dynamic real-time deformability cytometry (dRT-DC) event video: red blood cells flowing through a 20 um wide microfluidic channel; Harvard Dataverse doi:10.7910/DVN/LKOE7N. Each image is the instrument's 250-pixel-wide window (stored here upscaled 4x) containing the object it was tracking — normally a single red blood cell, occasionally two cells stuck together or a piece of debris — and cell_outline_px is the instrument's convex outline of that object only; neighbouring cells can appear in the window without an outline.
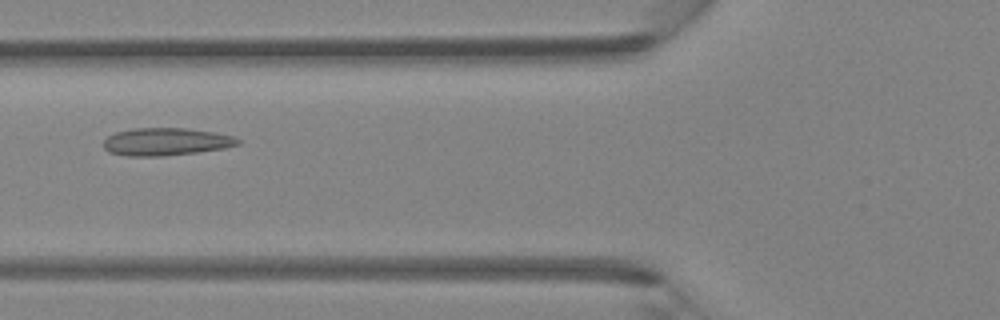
{"species": "Egyptian fruit bat (a non-hibernating species)", "species_latin": "Rousettus aegyptiacus", "temperature_condition": "room temperature", "stored_images_in_passage": 47, "camera_frame_rate_fps": 3000, "um_per_image_px": 0.085, "animal": {"sex": "female"}, "frame": {"image": 1, "passage_image": 18, "time_ms": 5.667, "image_size_px": [1000, 320], "cell_outline_px": [[240, 144], [224, 148], [196, 152], [160, 156], [128, 156], [108, 152], [104, 148], [104, 140], [108, 136], [116, 132], [132, 128], [184, 128], [212, 132], [232, 136], [240, 140]], "centroid_in_image_um": [14.07, 12.04], "position_along_channel_um": 111.7, "area_um2": 21.44}}
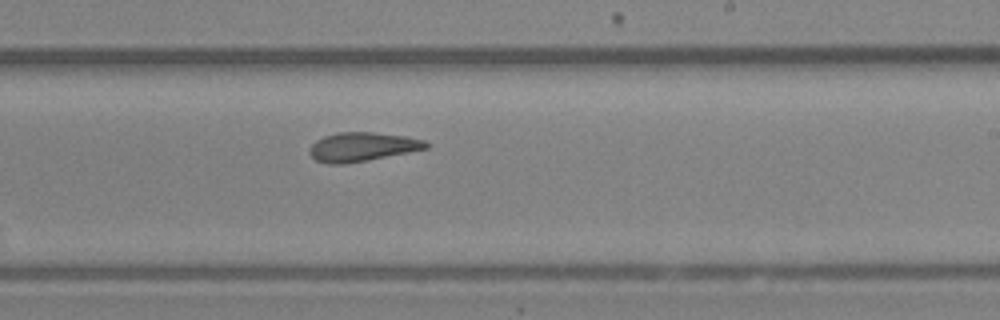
{"frame": {"image": 2, "passage_image": 28, "time_ms": 9.0, "image_size_px": [1000, 320], "cell_outline_px": [[428, 148], [368, 160], [344, 164], [328, 164], [316, 160], [308, 152], [312, 144], [316, 140], [324, 136], [340, 132], [372, 132], [404, 136], [424, 140], [428, 144]], "centroid_in_image_um": [30.76, 12.48], "position_along_channel_um": 258.2, "area_um2": 19.48}}
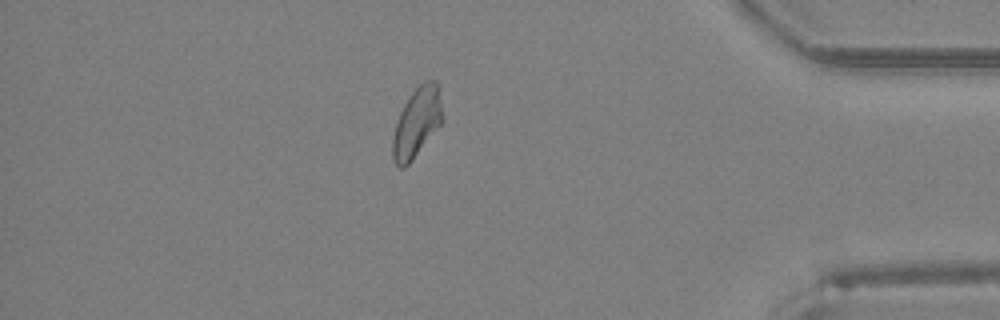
{"frame": {"image": 3, "passage_image": 40, "time_ms": 13.0, "image_size_px": [1000, 320], "cell_outline_px": [[444, 120], [412, 160], [404, 168], [400, 168], [392, 160], [392, 140], [396, 124], [400, 112], [404, 104], [412, 92], [424, 80], [436, 80], [440, 84]], "centroid_in_image_um": [35.47, 10.37], "position_along_channel_um": 399.7, "area_um2": 20.46}}